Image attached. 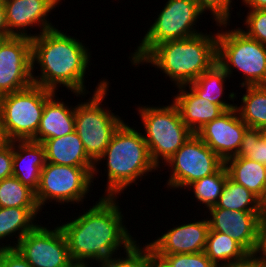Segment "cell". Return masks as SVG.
<instances>
[{"label":"cell","mask_w":266,"mask_h":267,"mask_svg":"<svg viewBox=\"0 0 266 267\" xmlns=\"http://www.w3.org/2000/svg\"><path fill=\"white\" fill-rule=\"evenodd\" d=\"M117 198L101 196L86 212L59 225L76 266L99 264L119 254L120 249L125 252L137 240L124 225Z\"/></svg>","instance_id":"1"},{"label":"cell","mask_w":266,"mask_h":267,"mask_svg":"<svg viewBox=\"0 0 266 267\" xmlns=\"http://www.w3.org/2000/svg\"><path fill=\"white\" fill-rule=\"evenodd\" d=\"M31 44L33 84L56 93L65 87L76 97L88 94L84 79L92 56L86 43L54 28L33 37Z\"/></svg>","instance_id":"2"},{"label":"cell","mask_w":266,"mask_h":267,"mask_svg":"<svg viewBox=\"0 0 266 267\" xmlns=\"http://www.w3.org/2000/svg\"><path fill=\"white\" fill-rule=\"evenodd\" d=\"M135 128V129H134ZM106 160V162L104 161ZM105 162L107 184L103 196L117 197L130 185L138 184L149 172L158 170L152 162L143 133L123 122L113 134L109 145L95 162L93 181L96 180L100 162ZM145 174V175H144Z\"/></svg>","instance_id":"3"},{"label":"cell","mask_w":266,"mask_h":267,"mask_svg":"<svg viewBox=\"0 0 266 267\" xmlns=\"http://www.w3.org/2000/svg\"><path fill=\"white\" fill-rule=\"evenodd\" d=\"M211 34V35H210ZM217 62V33L170 40L156 45L138 64L152 65L174 86L189 85Z\"/></svg>","instance_id":"4"},{"label":"cell","mask_w":266,"mask_h":267,"mask_svg":"<svg viewBox=\"0 0 266 267\" xmlns=\"http://www.w3.org/2000/svg\"><path fill=\"white\" fill-rule=\"evenodd\" d=\"M231 29L217 32V63L229 77L233 70L242 73L240 87L266 85V45L248 37L240 27Z\"/></svg>","instance_id":"5"},{"label":"cell","mask_w":266,"mask_h":267,"mask_svg":"<svg viewBox=\"0 0 266 267\" xmlns=\"http://www.w3.org/2000/svg\"><path fill=\"white\" fill-rule=\"evenodd\" d=\"M136 109L144 126L143 137L151 160L159 169L194 133L182 121L173 102L160 107L141 105Z\"/></svg>","instance_id":"6"},{"label":"cell","mask_w":266,"mask_h":267,"mask_svg":"<svg viewBox=\"0 0 266 267\" xmlns=\"http://www.w3.org/2000/svg\"><path fill=\"white\" fill-rule=\"evenodd\" d=\"M104 79L98 82L89 100L75 105V131L94 162L103 154L113 134L124 122L108 106L103 107L105 103H102L108 95L110 85L108 79Z\"/></svg>","instance_id":"7"},{"label":"cell","mask_w":266,"mask_h":267,"mask_svg":"<svg viewBox=\"0 0 266 267\" xmlns=\"http://www.w3.org/2000/svg\"><path fill=\"white\" fill-rule=\"evenodd\" d=\"M162 8L148 31L145 32L141 43L137 45V48L135 47L136 50L133 53H130V62L134 67L156 45L170 40L186 39L202 33V31L196 30V23L204 13L195 0H167Z\"/></svg>","instance_id":"8"},{"label":"cell","mask_w":266,"mask_h":267,"mask_svg":"<svg viewBox=\"0 0 266 267\" xmlns=\"http://www.w3.org/2000/svg\"><path fill=\"white\" fill-rule=\"evenodd\" d=\"M53 93L32 84L23 90L1 96L0 115L8 141L32 140L37 135L45 101Z\"/></svg>","instance_id":"9"},{"label":"cell","mask_w":266,"mask_h":267,"mask_svg":"<svg viewBox=\"0 0 266 267\" xmlns=\"http://www.w3.org/2000/svg\"><path fill=\"white\" fill-rule=\"evenodd\" d=\"M94 168L46 162L41 169L39 187L35 191L36 201L41 211L52 200L58 205L83 204L94 183Z\"/></svg>","instance_id":"10"},{"label":"cell","mask_w":266,"mask_h":267,"mask_svg":"<svg viewBox=\"0 0 266 267\" xmlns=\"http://www.w3.org/2000/svg\"><path fill=\"white\" fill-rule=\"evenodd\" d=\"M224 161L193 134L163 165L171 169L167 188L186 189L192 182L214 174Z\"/></svg>","instance_id":"11"},{"label":"cell","mask_w":266,"mask_h":267,"mask_svg":"<svg viewBox=\"0 0 266 267\" xmlns=\"http://www.w3.org/2000/svg\"><path fill=\"white\" fill-rule=\"evenodd\" d=\"M50 229L38 224L20 239L16 249L32 267H76L60 226Z\"/></svg>","instance_id":"12"},{"label":"cell","mask_w":266,"mask_h":267,"mask_svg":"<svg viewBox=\"0 0 266 267\" xmlns=\"http://www.w3.org/2000/svg\"><path fill=\"white\" fill-rule=\"evenodd\" d=\"M32 84L31 38L8 37L0 47V95L23 90Z\"/></svg>","instance_id":"13"},{"label":"cell","mask_w":266,"mask_h":267,"mask_svg":"<svg viewBox=\"0 0 266 267\" xmlns=\"http://www.w3.org/2000/svg\"><path fill=\"white\" fill-rule=\"evenodd\" d=\"M61 0H5L3 1L10 36L33 38L44 31L54 29L49 14L61 4ZM48 18V19H47ZM40 29L39 33L29 34L28 30ZM30 27V28H29ZM27 28H29L27 30Z\"/></svg>","instance_id":"14"},{"label":"cell","mask_w":266,"mask_h":267,"mask_svg":"<svg viewBox=\"0 0 266 267\" xmlns=\"http://www.w3.org/2000/svg\"><path fill=\"white\" fill-rule=\"evenodd\" d=\"M247 128L234 108L208 122L196 135L225 162L237 155Z\"/></svg>","instance_id":"15"},{"label":"cell","mask_w":266,"mask_h":267,"mask_svg":"<svg viewBox=\"0 0 266 267\" xmlns=\"http://www.w3.org/2000/svg\"><path fill=\"white\" fill-rule=\"evenodd\" d=\"M210 216L207 220L209 229L230 235L250 254L257 243L258 223L263 212H244L224 208L206 209Z\"/></svg>","instance_id":"16"},{"label":"cell","mask_w":266,"mask_h":267,"mask_svg":"<svg viewBox=\"0 0 266 267\" xmlns=\"http://www.w3.org/2000/svg\"><path fill=\"white\" fill-rule=\"evenodd\" d=\"M168 229L163 235L148 244L156 254L199 253L204 251L209 223L207 218L193 220Z\"/></svg>","instance_id":"17"},{"label":"cell","mask_w":266,"mask_h":267,"mask_svg":"<svg viewBox=\"0 0 266 267\" xmlns=\"http://www.w3.org/2000/svg\"><path fill=\"white\" fill-rule=\"evenodd\" d=\"M177 89L172 102L179 109L182 121L194 134L225 112L220 105L200 98L188 85Z\"/></svg>","instance_id":"18"},{"label":"cell","mask_w":266,"mask_h":267,"mask_svg":"<svg viewBox=\"0 0 266 267\" xmlns=\"http://www.w3.org/2000/svg\"><path fill=\"white\" fill-rule=\"evenodd\" d=\"M46 164L45 148L32 140L13 141V176L36 191L40 183L41 169Z\"/></svg>","instance_id":"19"},{"label":"cell","mask_w":266,"mask_h":267,"mask_svg":"<svg viewBox=\"0 0 266 267\" xmlns=\"http://www.w3.org/2000/svg\"><path fill=\"white\" fill-rule=\"evenodd\" d=\"M54 92L46 101L37 135L32 141L43 143L47 139L65 136L75 131V106H68Z\"/></svg>","instance_id":"20"},{"label":"cell","mask_w":266,"mask_h":267,"mask_svg":"<svg viewBox=\"0 0 266 267\" xmlns=\"http://www.w3.org/2000/svg\"><path fill=\"white\" fill-rule=\"evenodd\" d=\"M42 144L45 148L46 162L73 167H95V162L86 153L76 131L47 139Z\"/></svg>","instance_id":"21"},{"label":"cell","mask_w":266,"mask_h":267,"mask_svg":"<svg viewBox=\"0 0 266 267\" xmlns=\"http://www.w3.org/2000/svg\"><path fill=\"white\" fill-rule=\"evenodd\" d=\"M40 212V208L0 207V243L7 242L14 236L17 238V241H10L14 245L2 243L0 249L16 248L20 239L38 225L36 218ZM11 236L12 238H10ZM6 238L8 239L6 240Z\"/></svg>","instance_id":"22"},{"label":"cell","mask_w":266,"mask_h":267,"mask_svg":"<svg viewBox=\"0 0 266 267\" xmlns=\"http://www.w3.org/2000/svg\"><path fill=\"white\" fill-rule=\"evenodd\" d=\"M204 253L218 267L243 265L251 257V254L230 235L211 229L207 234Z\"/></svg>","instance_id":"23"},{"label":"cell","mask_w":266,"mask_h":267,"mask_svg":"<svg viewBox=\"0 0 266 267\" xmlns=\"http://www.w3.org/2000/svg\"><path fill=\"white\" fill-rule=\"evenodd\" d=\"M224 165L233 181L250 190L260 200L264 197L266 191L265 165L247 157L228 158Z\"/></svg>","instance_id":"24"},{"label":"cell","mask_w":266,"mask_h":267,"mask_svg":"<svg viewBox=\"0 0 266 267\" xmlns=\"http://www.w3.org/2000/svg\"><path fill=\"white\" fill-rule=\"evenodd\" d=\"M230 79L225 70L215 62L208 70L203 72L188 86L200 97L211 103L220 105L225 111L234 109L236 104H231L223 98L225 82ZM223 96V97H222ZM224 99V100H223Z\"/></svg>","instance_id":"25"},{"label":"cell","mask_w":266,"mask_h":267,"mask_svg":"<svg viewBox=\"0 0 266 267\" xmlns=\"http://www.w3.org/2000/svg\"><path fill=\"white\" fill-rule=\"evenodd\" d=\"M246 91L242 94L241 105L235 108L241 120L250 128L266 126V85L243 86Z\"/></svg>","instance_id":"26"},{"label":"cell","mask_w":266,"mask_h":267,"mask_svg":"<svg viewBox=\"0 0 266 267\" xmlns=\"http://www.w3.org/2000/svg\"><path fill=\"white\" fill-rule=\"evenodd\" d=\"M210 208H224L244 212H263L260 199L229 176L221 192L218 203Z\"/></svg>","instance_id":"27"},{"label":"cell","mask_w":266,"mask_h":267,"mask_svg":"<svg viewBox=\"0 0 266 267\" xmlns=\"http://www.w3.org/2000/svg\"><path fill=\"white\" fill-rule=\"evenodd\" d=\"M228 176L227 168L223 164L214 174L192 182L186 189L191 190L197 202L209 209L218 203Z\"/></svg>","instance_id":"28"},{"label":"cell","mask_w":266,"mask_h":267,"mask_svg":"<svg viewBox=\"0 0 266 267\" xmlns=\"http://www.w3.org/2000/svg\"><path fill=\"white\" fill-rule=\"evenodd\" d=\"M0 207L39 208L35 191L13 175L0 180Z\"/></svg>","instance_id":"29"},{"label":"cell","mask_w":266,"mask_h":267,"mask_svg":"<svg viewBox=\"0 0 266 267\" xmlns=\"http://www.w3.org/2000/svg\"><path fill=\"white\" fill-rule=\"evenodd\" d=\"M145 245V246H144ZM143 246L136 240L121 256V251L100 264L99 267H149L150 264V245L146 242Z\"/></svg>","instance_id":"30"},{"label":"cell","mask_w":266,"mask_h":267,"mask_svg":"<svg viewBox=\"0 0 266 267\" xmlns=\"http://www.w3.org/2000/svg\"><path fill=\"white\" fill-rule=\"evenodd\" d=\"M234 157H247L266 166V144L261 140L260 129H246L240 149Z\"/></svg>","instance_id":"31"},{"label":"cell","mask_w":266,"mask_h":267,"mask_svg":"<svg viewBox=\"0 0 266 267\" xmlns=\"http://www.w3.org/2000/svg\"><path fill=\"white\" fill-rule=\"evenodd\" d=\"M200 10L205 14V11H210L212 19L216 22V26L227 28L230 26V18L232 11V0H195ZM226 27V28H225Z\"/></svg>","instance_id":"32"},{"label":"cell","mask_w":266,"mask_h":267,"mask_svg":"<svg viewBox=\"0 0 266 267\" xmlns=\"http://www.w3.org/2000/svg\"><path fill=\"white\" fill-rule=\"evenodd\" d=\"M241 29L248 37L266 45V9L248 10Z\"/></svg>","instance_id":"33"},{"label":"cell","mask_w":266,"mask_h":267,"mask_svg":"<svg viewBox=\"0 0 266 267\" xmlns=\"http://www.w3.org/2000/svg\"><path fill=\"white\" fill-rule=\"evenodd\" d=\"M171 267H218L204 251L199 253L157 254Z\"/></svg>","instance_id":"34"},{"label":"cell","mask_w":266,"mask_h":267,"mask_svg":"<svg viewBox=\"0 0 266 267\" xmlns=\"http://www.w3.org/2000/svg\"><path fill=\"white\" fill-rule=\"evenodd\" d=\"M251 257L258 262L266 264V211H263L259 219L257 243Z\"/></svg>","instance_id":"35"},{"label":"cell","mask_w":266,"mask_h":267,"mask_svg":"<svg viewBox=\"0 0 266 267\" xmlns=\"http://www.w3.org/2000/svg\"><path fill=\"white\" fill-rule=\"evenodd\" d=\"M0 267H32L16 248L0 249Z\"/></svg>","instance_id":"36"},{"label":"cell","mask_w":266,"mask_h":267,"mask_svg":"<svg viewBox=\"0 0 266 267\" xmlns=\"http://www.w3.org/2000/svg\"><path fill=\"white\" fill-rule=\"evenodd\" d=\"M13 141L0 146V180L13 175Z\"/></svg>","instance_id":"37"},{"label":"cell","mask_w":266,"mask_h":267,"mask_svg":"<svg viewBox=\"0 0 266 267\" xmlns=\"http://www.w3.org/2000/svg\"><path fill=\"white\" fill-rule=\"evenodd\" d=\"M149 267H171L162 257L158 256L150 246Z\"/></svg>","instance_id":"38"},{"label":"cell","mask_w":266,"mask_h":267,"mask_svg":"<svg viewBox=\"0 0 266 267\" xmlns=\"http://www.w3.org/2000/svg\"><path fill=\"white\" fill-rule=\"evenodd\" d=\"M249 10L266 9V0H242Z\"/></svg>","instance_id":"39"},{"label":"cell","mask_w":266,"mask_h":267,"mask_svg":"<svg viewBox=\"0 0 266 267\" xmlns=\"http://www.w3.org/2000/svg\"><path fill=\"white\" fill-rule=\"evenodd\" d=\"M0 33H9L3 1L0 0Z\"/></svg>","instance_id":"40"},{"label":"cell","mask_w":266,"mask_h":267,"mask_svg":"<svg viewBox=\"0 0 266 267\" xmlns=\"http://www.w3.org/2000/svg\"><path fill=\"white\" fill-rule=\"evenodd\" d=\"M6 142H8L4 131H3V126H2V121H1V115H0V146L4 145Z\"/></svg>","instance_id":"41"},{"label":"cell","mask_w":266,"mask_h":267,"mask_svg":"<svg viewBox=\"0 0 266 267\" xmlns=\"http://www.w3.org/2000/svg\"><path fill=\"white\" fill-rule=\"evenodd\" d=\"M250 267H266L265 263L258 262L250 257Z\"/></svg>","instance_id":"42"},{"label":"cell","mask_w":266,"mask_h":267,"mask_svg":"<svg viewBox=\"0 0 266 267\" xmlns=\"http://www.w3.org/2000/svg\"><path fill=\"white\" fill-rule=\"evenodd\" d=\"M8 37H11L9 33H0V47Z\"/></svg>","instance_id":"43"},{"label":"cell","mask_w":266,"mask_h":267,"mask_svg":"<svg viewBox=\"0 0 266 267\" xmlns=\"http://www.w3.org/2000/svg\"><path fill=\"white\" fill-rule=\"evenodd\" d=\"M261 131V140L266 144V126L260 128Z\"/></svg>","instance_id":"44"},{"label":"cell","mask_w":266,"mask_h":267,"mask_svg":"<svg viewBox=\"0 0 266 267\" xmlns=\"http://www.w3.org/2000/svg\"><path fill=\"white\" fill-rule=\"evenodd\" d=\"M260 201H261L263 210L266 211V191H265L264 197Z\"/></svg>","instance_id":"45"},{"label":"cell","mask_w":266,"mask_h":267,"mask_svg":"<svg viewBox=\"0 0 266 267\" xmlns=\"http://www.w3.org/2000/svg\"><path fill=\"white\" fill-rule=\"evenodd\" d=\"M228 267H250V258L243 265H235V266H228Z\"/></svg>","instance_id":"46"},{"label":"cell","mask_w":266,"mask_h":267,"mask_svg":"<svg viewBox=\"0 0 266 267\" xmlns=\"http://www.w3.org/2000/svg\"><path fill=\"white\" fill-rule=\"evenodd\" d=\"M76 267H94V266H92V265L90 266L89 265V266H76ZM95 267H98V266H95Z\"/></svg>","instance_id":"47"}]
</instances>
